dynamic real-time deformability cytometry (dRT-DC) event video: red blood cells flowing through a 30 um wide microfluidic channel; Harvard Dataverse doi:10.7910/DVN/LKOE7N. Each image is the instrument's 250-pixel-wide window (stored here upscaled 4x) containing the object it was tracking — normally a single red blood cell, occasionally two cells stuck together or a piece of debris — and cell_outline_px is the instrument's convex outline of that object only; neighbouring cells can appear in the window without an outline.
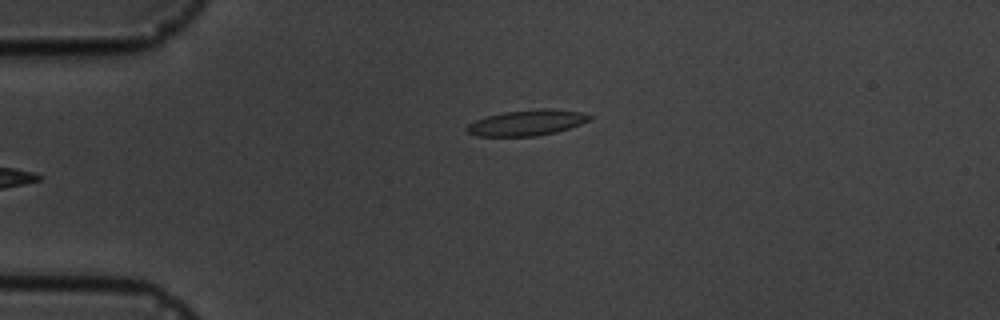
{"species": "common noctule bat (a hibernating species)", "species_latin": "Nyctalus noctula", "temperature_condition": "cold", "stored_images_in_passage": 4, "camera_frame_rate_fps": 3000, "um_per_image_px": 0.085, "animal": {"sex": "male", "body_mass_g": 19.5, "forearm_length_mm": 54.6}, "frame": {"image": 1, "passage_image": 4, "time_ms": 4.333, "image_size_px": [1000, 320], "cell_outline_px": [[592, 116], [588, 120], [580, 124], [556, 132], [536, 136], [476, 136], [468, 132], [464, 128], [468, 124], [476, 120], [488, 116], [504, 112], [540, 108], [544, 108], [580, 112]], "centroid_in_image_um": [44.74, 10.43], "position_along_channel_um": 40.3, "area_um2": 18.15}}